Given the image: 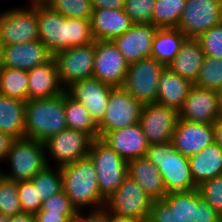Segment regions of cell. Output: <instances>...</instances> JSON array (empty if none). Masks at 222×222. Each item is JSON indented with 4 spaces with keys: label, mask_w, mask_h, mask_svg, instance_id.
<instances>
[{
    "label": "cell",
    "mask_w": 222,
    "mask_h": 222,
    "mask_svg": "<svg viewBox=\"0 0 222 222\" xmlns=\"http://www.w3.org/2000/svg\"><path fill=\"white\" fill-rule=\"evenodd\" d=\"M60 169L63 191L77 211L81 212L86 207L91 210L105 207L106 200L100 193L96 169L89 157L64 165Z\"/></svg>",
    "instance_id": "obj_1"
},
{
    "label": "cell",
    "mask_w": 222,
    "mask_h": 222,
    "mask_svg": "<svg viewBox=\"0 0 222 222\" xmlns=\"http://www.w3.org/2000/svg\"><path fill=\"white\" fill-rule=\"evenodd\" d=\"M65 129V92L59 96L26 102L25 137L45 142Z\"/></svg>",
    "instance_id": "obj_2"
},
{
    "label": "cell",
    "mask_w": 222,
    "mask_h": 222,
    "mask_svg": "<svg viewBox=\"0 0 222 222\" xmlns=\"http://www.w3.org/2000/svg\"><path fill=\"white\" fill-rule=\"evenodd\" d=\"M146 157L159 169L167 194L198 188L191 176L188 157L178 152L172 142L150 144Z\"/></svg>",
    "instance_id": "obj_3"
},
{
    "label": "cell",
    "mask_w": 222,
    "mask_h": 222,
    "mask_svg": "<svg viewBox=\"0 0 222 222\" xmlns=\"http://www.w3.org/2000/svg\"><path fill=\"white\" fill-rule=\"evenodd\" d=\"M88 157L95 166L100 193L107 200L128 176L127 161L101 138L93 140Z\"/></svg>",
    "instance_id": "obj_4"
},
{
    "label": "cell",
    "mask_w": 222,
    "mask_h": 222,
    "mask_svg": "<svg viewBox=\"0 0 222 222\" xmlns=\"http://www.w3.org/2000/svg\"><path fill=\"white\" fill-rule=\"evenodd\" d=\"M7 161L11 171H4V177L15 182L30 181L48 165L44 142L27 137L16 139L8 153Z\"/></svg>",
    "instance_id": "obj_5"
},
{
    "label": "cell",
    "mask_w": 222,
    "mask_h": 222,
    "mask_svg": "<svg viewBox=\"0 0 222 222\" xmlns=\"http://www.w3.org/2000/svg\"><path fill=\"white\" fill-rule=\"evenodd\" d=\"M166 66L149 57L129 64L123 88L138 102L152 104L158 98V83Z\"/></svg>",
    "instance_id": "obj_6"
},
{
    "label": "cell",
    "mask_w": 222,
    "mask_h": 222,
    "mask_svg": "<svg viewBox=\"0 0 222 222\" xmlns=\"http://www.w3.org/2000/svg\"><path fill=\"white\" fill-rule=\"evenodd\" d=\"M93 140L87 133L68 128L54 134L44 142L48 165L51 164L50 156L55 162L53 166L56 167H62L88 157Z\"/></svg>",
    "instance_id": "obj_7"
},
{
    "label": "cell",
    "mask_w": 222,
    "mask_h": 222,
    "mask_svg": "<svg viewBox=\"0 0 222 222\" xmlns=\"http://www.w3.org/2000/svg\"><path fill=\"white\" fill-rule=\"evenodd\" d=\"M38 39L37 6H16L0 12V40L3 45Z\"/></svg>",
    "instance_id": "obj_8"
},
{
    "label": "cell",
    "mask_w": 222,
    "mask_h": 222,
    "mask_svg": "<svg viewBox=\"0 0 222 222\" xmlns=\"http://www.w3.org/2000/svg\"><path fill=\"white\" fill-rule=\"evenodd\" d=\"M143 106L123 87H114L110 92L102 122L98 125L99 138L102 139L110 131L138 123Z\"/></svg>",
    "instance_id": "obj_9"
},
{
    "label": "cell",
    "mask_w": 222,
    "mask_h": 222,
    "mask_svg": "<svg viewBox=\"0 0 222 222\" xmlns=\"http://www.w3.org/2000/svg\"><path fill=\"white\" fill-rule=\"evenodd\" d=\"M54 58L59 80L66 90L75 82L93 77L95 42L61 50L54 55Z\"/></svg>",
    "instance_id": "obj_10"
},
{
    "label": "cell",
    "mask_w": 222,
    "mask_h": 222,
    "mask_svg": "<svg viewBox=\"0 0 222 222\" xmlns=\"http://www.w3.org/2000/svg\"><path fill=\"white\" fill-rule=\"evenodd\" d=\"M152 202L143 188L127 176L115 193L106 200L105 208L115 215L140 221L149 217Z\"/></svg>",
    "instance_id": "obj_11"
},
{
    "label": "cell",
    "mask_w": 222,
    "mask_h": 222,
    "mask_svg": "<svg viewBox=\"0 0 222 222\" xmlns=\"http://www.w3.org/2000/svg\"><path fill=\"white\" fill-rule=\"evenodd\" d=\"M222 22V0H186L177 29L186 38H198Z\"/></svg>",
    "instance_id": "obj_12"
},
{
    "label": "cell",
    "mask_w": 222,
    "mask_h": 222,
    "mask_svg": "<svg viewBox=\"0 0 222 222\" xmlns=\"http://www.w3.org/2000/svg\"><path fill=\"white\" fill-rule=\"evenodd\" d=\"M179 120V111L158 104H145L139 124L149 144L172 142L174 130Z\"/></svg>",
    "instance_id": "obj_13"
},
{
    "label": "cell",
    "mask_w": 222,
    "mask_h": 222,
    "mask_svg": "<svg viewBox=\"0 0 222 222\" xmlns=\"http://www.w3.org/2000/svg\"><path fill=\"white\" fill-rule=\"evenodd\" d=\"M129 63L113 41H95L93 77L113 87H122Z\"/></svg>",
    "instance_id": "obj_14"
},
{
    "label": "cell",
    "mask_w": 222,
    "mask_h": 222,
    "mask_svg": "<svg viewBox=\"0 0 222 222\" xmlns=\"http://www.w3.org/2000/svg\"><path fill=\"white\" fill-rule=\"evenodd\" d=\"M219 118L217 90L201 88L193 84L182 108L179 110V119L214 124Z\"/></svg>",
    "instance_id": "obj_15"
},
{
    "label": "cell",
    "mask_w": 222,
    "mask_h": 222,
    "mask_svg": "<svg viewBox=\"0 0 222 222\" xmlns=\"http://www.w3.org/2000/svg\"><path fill=\"white\" fill-rule=\"evenodd\" d=\"M113 86L94 77L73 83L65 91L89 111L92 120L98 126L105 114L110 92Z\"/></svg>",
    "instance_id": "obj_16"
},
{
    "label": "cell",
    "mask_w": 222,
    "mask_h": 222,
    "mask_svg": "<svg viewBox=\"0 0 222 222\" xmlns=\"http://www.w3.org/2000/svg\"><path fill=\"white\" fill-rule=\"evenodd\" d=\"M214 142L213 124L179 119L172 137L174 148L186 157L202 151Z\"/></svg>",
    "instance_id": "obj_17"
},
{
    "label": "cell",
    "mask_w": 222,
    "mask_h": 222,
    "mask_svg": "<svg viewBox=\"0 0 222 222\" xmlns=\"http://www.w3.org/2000/svg\"><path fill=\"white\" fill-rule=\"evenodd\" d=\"M39 40L54 56L68 49V18L56 12L49 5L37 6Z\"/></svg>",
    "instance_id": "obj_18"
},
{
    "label": "cell",
    "mask_w": 222,
    "mask_h": 222,
    "mask_svg": "<svg viewBox=\"0 0 222 222\" xmlns=\"http://www.w3.org/2000/svg\"><path fill=\"white\" fill-rule=\"evenodd\" d=\"M152 24H133L125 34L113 40L129 64L151 57L152 41L157 31Z\"/></svg>",
    "instance_id": "obj_19"
},
{
    "label": "cell",
    "mask_w": 222,
    "mask_h": 222,
    "mask_svg": "<svg viewBox=\"0 0 222 222\" xmlns=\"http://www.w3.org/2000/svg\"><path fill=\"white\" fill-rule=\"evenodd\" d=\"M102 140L126 161L146 157L149 143L138 123L108 132Z\"/></svg>",
    "instance_id": "obj_20"
},
{
    "label": "cell",
    "mask_w": 222,
    "mask_h": 222,
    "mask_svg": "<svg viewBox=\"0 0 222 222\" xmlns=\"http://www.w3.org/2000/svg\"><path fill=\"white\" fill-rule=\"evenodd\" d=\"M52 56L39 39L33 42L3 45L2 67L29 71L47 62Z\"/></svg>",
    "instance_id": "obj_21"
},
{
    "label": "cell",
    "mask_w": 222,
    "mask_h": 222,
    "mask_svg": "<svg viewBox=\"0 0 222 222\" xmlns=\"http://www.w3.org/2000/svg\"><path fill=\"white\" fill-rule=\"evenodd\" d=\"M28 72V101L59 96L65 92L59 80L56 60L52 56L47 62Z\"/></svg>",
    "instance_id": "obj_22"
},
{
    "label": "cell",
    "mask_w": 222,
    "mask_h": 222,
    "mask_svg": "<svg viewBox=\"0 0 222 222\" xmlns=\"http://www.w3.org/2000/svg\"><path fill=\"white\" fill-rule=\"evenodd\" d=\"M90 21L95 41H113L133 25L124 9H93Z\"/></svg>",
    "instance_id": "obj_23"
},
{
    "label": "cell",
    "mask_w": 222,
    "mask_h": 222,
    "mask_svg": "<svg viewBox=\"0 0 222 222\" xmlns=\"http://www.w3.org/2000/svg\"><path fill=\"white\" fill-rule=\"evenodd\" d=\"M127 172L152 201L163 200L167 195L159 169L147 157L127 161Z\"/></svg>",
    "instance_id": "obj_24"
},
{
    "label": "cell",
    "mask_w": 222,
    "mask_h": 222,
    "mask_svg": "<svg viewBox=\"0 0 222 222\" xmlns=\"http://www.w3.org/2000/svg\"><path fill=\"white\" fill-rule=\"evenodd\" d=\"M188 159L191 176L197 187L204 181L222 175V148L215 142Z\"/></svg>",
    "instance_id": "obj_25"
},
{
    "label": "cell",
    "mask_w": 222,
    "mask_h": 222,
    "mask_svg": "<svg viewBox=\"0 0 222 222\" xmlns=\"http://www.w3.org/2000/svg\"><path fill=\"white\" fill-rule=\"evenodd\" d=\"M192 85L193 83L189 80L174 73L168 66H166L159 78L158 98L156 102L179 111L182 108Z\"/></svg>",
    "instance_id": "obj_26"
},
{
    "label": "cell",
    "mask_w": 222,
    "mask_h": 222,
    "mask_svg": "<svg viewBox=\"0 0 222 222\" xmlns=\"http://www.w3.org/2000/svg\"><path fill=\"white\" fill-rule=\"evenodd\" d=\"M205 55L197 38H185L179 52L168 67L176 74L195 83Z\"/></svg>",
    "instance_id": "obj_27"
},
{
    "label": "cell",
    "mask_w": 222,
    "mask_h": 222,
    "mask_svg": "<svg viewBox=\"0 0 222 222\" xmlns=\"http://www.w3.org/2000/svg\"><path fill=\"white\" fill-rule=\"evenodd\" d=\"M25 110L26 102L0 94V132L24 138Z\"/></svg>",
    "instance_id": "obj_28"
},
{
    "label": "cell",
    "mask_w": 222,
    "mask_h": 222,
    "mask_svg": "<svg viewBox=\"0 0 222 222\" xmlns=\"http://www.w3.org/2000/svg\"><path fill=\"white\" fill-rule=\"evenodd\" d=\"M185 38L177 28H158L152 41L151 57L168 66L176 57Z\"/></svg>",
    "instance_id": "obj_29"
},
{
    "label": "cell",
    "mask_w": 222,
    "mask_h": 222,
    "mask_svg": "<svg viewBox=\"0 0 222 222\" xmlns=\"http://www.w3.org/2000/svg\"><path fill=\"white\" fill-rule=\"evenodd\" d=\"M65 117L67 128L82 131L93 139L99 138L98 126L92 120L89 111L65 91Z\"/></svg>",
    "instance_id": "obj_30"
},
{
    "label": "cell",
    "mask_w": 222,
    "mask_h": 222,
    "mask_svg": "<svg viewBox=\"0 0 222 222\" xmlns=\"http://www.w3.org/2000/svg\"><path fill=\"white\" fill-rule=\"evenodd\" d=\"M28 72L26 70L1 67L0 94L13 99L28 101Z\"/></svg>",
    "instance_id": "obj_31"
},
{
    "label": "cell",
    "mask_w": 222,
    "mask_h": 222,
    "mask_svg": "<svg viewBox=\"0 0 222 222\" xmlns=\"http://www.w3.org/2000/svg\"><path fill=\"white\" fill-rule=\"evenodd\" d=\"M186 0H156L152 12V25L157 28H177Z\"/></svg>",
    "instance_id": "obj_32"
},
{
    "label": "cell",
    "mask_w": 222,
    "mask_h": 222,
    "mask_svg": "<svg viewBox=\"0 0 222 222\" xmlns=\"http://www.w3.org/2000/svg\"><path fill=\"white\" fill-rule=\"evenodd\" d=\"M163 200L174 210L177 222H197V188L167 194Z\"/></svg>",
    "instance_id": "obj_33"
},
{
    "label": "cell",
    "mask_w": 222,
    "mask_h": 222,
    "mask_svg": "<svg viewBox=\"0 0 222 222\" xmlns=\"http://www.w3.org/2000/svg\"><path fill=\"white\" fill-rule=\"evenodd\" d=\"M42 202L63 190L60 167L47 165L31 180Z\"/></svg>",
    "instance_id": "obj_34"
},
{
    "label": "cell",
    "mask_w": 222,
    "mask_h": 222,
    "mask_svg": "<svg viewBox=\"0 0 222 222\" xmlns=\"http://www.w3.org/2000/svg\"><path fill=\"white\" fill-rule=\"evenodd\" d=\"M194 85L217 91L222 88V59L205 56Z\"/></svg>",
    "instance_id": "obj_35"
},
{
    "label": "cell",
    "mask_w": 222,
    "mask_h": 222,
    "mask_svg": "<svg viewBox=\"0 0 222 222\" xmlns=\"http://www.w3.org/2000/svg\"><path fill=\"white\" fill-rule=\"evenodd\" d=\"M22 213L17 182L3 177L0 181V214L12 217Z\"/></svg>",
    "instance_id": "obj_36"
},
{
    "label": "cell",
    "mask_w": 222,
    "mask_h": 222,
    "mask_svg": "<svg viewBox=\"0 0 222 222\" xmlns=\"http://www.w3.org/2000/svg\"><path fill=\"white\" fill-rule=\"evenodd\" d=\"M49 6L66 18L91 19V0H52Z\"/></svg>",
    "instance_id": "obj_37"
},
{
    "label": "cell",
    "mask_w": 222,
    "mask_h": 222,
    "mask_svg": "<svg viewBox=\"0 0 222 222\" xmlns=\"http://www.w3.org/2000/svg\"><path fill=\"white\" fill-rule=\"evenodd\" d=\"M95 42L90 19L68 18V48Z\"/></svg>",
    "instance_id": "obj_38"
},
{
    "label": "cell",
    "mask_w": 222,
    "mask_h": 222,
    "mask_svg": "<svg viewBox=\"0 0 222 222\" xmlns=\"http://www.w3.org/2000/svg\"><path fill=\"white\" fill-rule=\"evenodd\" d=\"M156 0H125L124 11L133 24H152V12Z\"/></svg>",
    "instance_id": "obj_39"
},
{
    "label": "cell",
    "mask_w": 222,
    "mask_h": 222,
    "mask_svg": "<svg viewBox=\"0 0 222 222\" xmlns=\"http://www.w3.org/2000/svg\"><path fill=\"white\" fill-rule=\"evenodd\" d=\"M197 39L205 56L222 59V22L211 27Z\"/></svg>",
    "instance_id": "obj_40"
},
{
    "label": "cell",
    "mask_w": 222,
    "mask_h": 222,
    "mask_svg": "<svg viewBox=\"0 0 222 222\" xmlns=\"http://www.w3.org/2000/svg\"><path fill=\"white\" fill-rule=\"evenodd\" d=\"M198 190L201 197L222 217V175L204 181Z\"/></svg>",
    "instance_id": "obj_41"
},
{
    "label": "cell",
    "mask_w": 222,
    "mask_h": 222,
    "mask_svg": "<svg viewBox=\"0 0 222 222\" xmlns=\"http://www.w3.org/2000/svg\"><path fill=\"white\" fill-rule=\"evenodd\" d=\"M22 212L35 214L41 209L42 201L31 181L17 182Z\"/></svg>",
    "instance_id": "obj_42"
},
{
    "label": "cell",
    "mask_w": 222,
    "mask_h": 222,
    "mask_svg": "<svg viewBox=\"0 0 222 222\" xmlns=\"http://www.w3.org/2000/svg\"><path fill=\"white\" fill-rule=\"evenodd\" d=\"M39 211L63 213L69 218L73 217L78 212L71 204L70 198L63 190L42 202L41 209Z\"/></svg>",
    "instance_id": "obj_43"
},
{
    "label": "cell",
    "mask_w": 222,
    "mask_h": 222,
    "mask_svg": "<svg viewBox=\"0 0 222 222\" xmlns=\"http://www.w3.org/2000/svg\"><path fill=\"white\" fill-rule=\"evenodd\" d=\"M148 219L152 222H177L174 210L164 200L152 202Z\"/></svg>",
    "instance_id": "obj_44"
},
{
    "label": "cell",
    "mask_w": 222,
    "mask_h": 222,
    "mask_svg": "<svg viewBox=\"0 0 222 222\" xmlns=\"http://www.w3.org/2000/svg\"><path fill=\"white\" fill-rule=\"evenodd\" d=\"M197 222H222V217L209 205L197 188Z\"/></svg>",
    "instance_id": "obj_45"
},
{
    "label": "cell",
    "mask_w": 222,
    "mask_h": 222,
    "mask_svg": "<svg viewBox=\"0 0 222 222\" xmlns=\"http://www.w3.org/2000/svg\"><path fill=\"white\" fill-rule=\"evenodd\" d=\"M36 222H69L70 218L63 213L38 211L34 214Z\"/></svg>",
    "instance_id": "obj_46"
},
{
    "label": "cell",
    "mask_w": 222,
    "mask_h": 222,
    "mask_svg": "<svg viewBox=\"0 0 222 222\" xmlns=\"http://www.w3.org/2000/svg\"><path fill=\"white\" fill-rule=\"evenodd\" d=\"M15 140L16 138L11 136L10 134L0 132V162L6 160Z\"/></svg>",
    "instance_id": "obj_47"
},
{
    "label": "cell",
    "mask_w": 222,
    "mask_h": 222,
    "mask_svg": "<svg viewBox=\"0 0 222 222\" xmlns=\"http://www.w3.org/2000/svg\"><path fill=\"white\" fill-rule=\"evenodd\" d=\"M93 9H123L125 0H91Z\"/></svg>",
    "instance_id": "obj_48"
},
{
    "label": "cell",
    "mask_w": 222,
    "mask_h": 222,
    "mask_svg": "<svg viewBox=\"0 0 222 222\" xmlns=\"http://www.w3.org/2000/svg\"><path fill=\"white\" fill-rule=\"evenodd\" d=\"M86 222H109V211L105 207L90 210L86 214Z\"/></svg>",
    "instance_id": "obj_49"
},
{
    "label": "cell",
    "mask_w": 222,
    "mask_h": 222,
    "mask_svg": "<svg viewBox=\"0 0 222 222\" xmlns=\"http://www.w3.org/2000/svg\"><path fill=\"white\" fill-rule=\"evenodd\" d=\"M214 142L222 148V117L213 124Z\"/></svg>",
    "instance_id": "obj_50"
},
{
    "label": "cell",
    "mask_w": 222,
    "mask_h": 222,
    "mask_svg": "<svg viewBox=\"0 0 222 222\" xmlns=\"http://www.w3.org/2000/svg\"><path fill=\"white\" fill-rule=\"evenodd\" d=\"M10 222H36V220L34 214L22 212L10 217Z\"/></svg>",
    "instance_id": "obj_51"
},
{
    "label": "cell",
    "mask_w": 222,
    "mask_h": 222,
    "mask_svg": "<svg viewBox=\"0 0 222 222\" xmlns=\"http://www.w3.org/2000/svg\"><path fill=\"white\" fill-rule=\"evenodd\" d=\"M109 222H139V221L133 218L118 216L109 212Z\"/></svg>",
    "instance_id": "obj_52"
},
{
    "label": "cell",
    "mask_w": 222,
    "mask_h": 222,
    "mask_svg": "<svg viewBox=\"0 0 222 222\" xmlns=\"http://www.w3.org/2000/svg\"><path fill=\"white\" fill-rule=\"evenodd\" d=\"M69 222H86V211L77 212L70 218Z\"/></svg>",
    "instance_id": "obj_53"
},
{
    "label": "cell",
    "mask_w": 222,
    "mask_h": 222,
    "mask_svg": "<svg viewBox=\"0 0 222 222\" xmlns=\"http://www.w3.org/2000/svg\"><path fill=\"white\" fill-rule=\"evenodd\" d=\"M29 1V2H28ZM52 0H27L28 6H48Z\"/></svg>",
    "instance_id": "obj_54"
},
{
    "label": "cell",
    "mask_w": 222,
    "mask_h": 222,
    "mask_svg": "<svg viewBox=\"0 0 222 222\" xmlns=\"http://www.w3.org/2000/svg\"><path fill=\"white\" fill-rule=\"evenodd\" d=\"M217 92H218L219 111H220V116L222 117V88H220Z\"/></svg>",
    "instance_id": "obj_55"
},
{
    "label": "cell",
    "mask_w": 222,
    "mask_h": 222,
    "mask_svg": "<svg viewBox=\"0 0 222 222\" xmlns=\"http://www.w3.org/2000/svg\"><path fill=\"white\" fill-rule=\"evenodd\" d=\"M2 62H3V44L2 41L0 40V68L2 67Z\"/></svg>",
    "instance_id": "obj_56"
},
{
    "label": "cell",
    "mask_w": 222,
    "mask_h": 222,
    "mask_svg": "<svg viewBox=\"0 0 222 222\" xmlns=\"http://www.w3.org/2000/svg\"><path fill=\"white\" fill-rule=\"evenodd\" d=\"M0 222H10V217H6L0 214Z\"/></svg>",
    "instance_id": "obj_57"
},
{
    "label": "cell",
    "mask_w": 222,
    "mask_h": 222,
    "mask_svg": "<svg viewBox=\"0 0 222 222\" xmlns=\"http://www.w3.org/2000/svg\"><path fill=\"white\" fill-rule=\"evenodd\" d=\"M2 171H3V169H2V170L0 169V181H1V180L3 179V177H4V171H3V172H2Z\"/></svg>",
    "instance_id": "obj_58"
},
{
    "label": "cell",
    "mask_w": 222,
    "mask_h": 222,
    "mask_svg": "<svg viewBox=\"0 0 222 222\" xmlns=\"http://www.w3.org/2000/svg\"><path fill=\"white\" fill-rule=\"evenodd\" d=\"M139 222H152L150 219H144V220H140Z\"/></svg>",
    "instance_id": "obj_59"
}]
</instances>
